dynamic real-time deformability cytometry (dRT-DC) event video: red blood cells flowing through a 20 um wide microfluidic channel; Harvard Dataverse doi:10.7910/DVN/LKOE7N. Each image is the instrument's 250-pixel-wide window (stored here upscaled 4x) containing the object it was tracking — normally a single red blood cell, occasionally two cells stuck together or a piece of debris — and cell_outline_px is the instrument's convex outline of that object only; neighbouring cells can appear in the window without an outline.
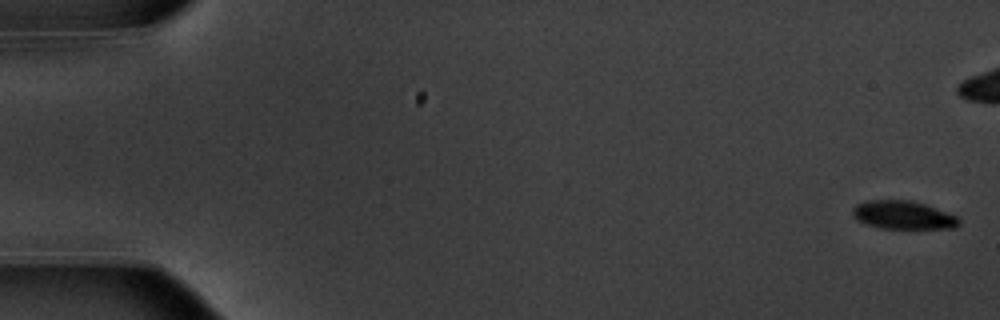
{"species": "common noctule bat (a hibernating species)", "species_latin": "Nyctalus noctula", "temperature_condition": "warm", "stored_images_in_passage": 21, "camera_frame_rate_fps": 3000, "um_per_image_px": 0.085, "animal": {"sex": "male", "body_mass_g": 20.1, "forearm_length_mm": 53.5}, "frame": {"image": 1, "passage_image": 1, "time_ms": 0.0, "image_size_px": [1000, 320], "cell_outline_px": [[960, 224], [956, 228], [880, 228], [856, 220], [852, 216], [852, 208], [856, 204], [868, 200], [912, 200], [936, 208], [956, 216], [960, 220]], "centroid_in_image_um": [76.74, 18.27], "position_along_channel_um": 8.3, "area_um2": 17.51}}